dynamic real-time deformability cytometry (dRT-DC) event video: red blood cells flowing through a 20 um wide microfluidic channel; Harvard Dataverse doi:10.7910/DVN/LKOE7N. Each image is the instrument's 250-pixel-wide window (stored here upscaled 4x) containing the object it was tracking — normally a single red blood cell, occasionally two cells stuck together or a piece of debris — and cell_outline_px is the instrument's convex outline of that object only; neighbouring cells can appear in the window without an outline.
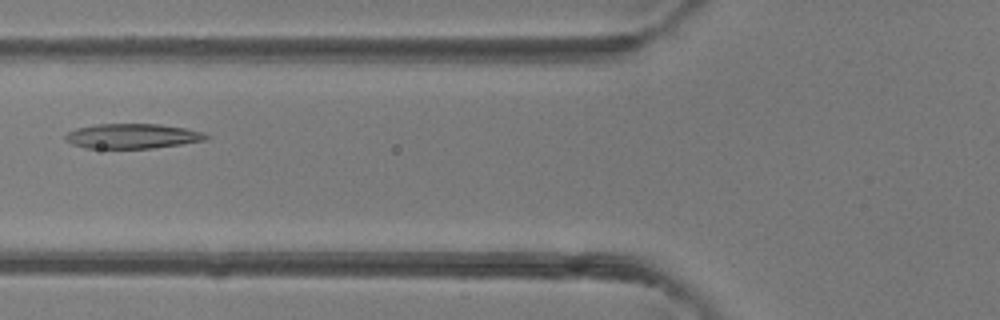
{"species": "common noctule bat (a hibernating species)", "species_latin": "Nyctalus noctula", "temperature_condition": "room temperature", "stored_images_in_passage": 5, "camera_frame_rate_fps": 3000, "um_per_image_px": 0.085, "animal": {"sex": "female"}, "frame": {"image": 1, "passage_image": 5, "time_ms": 4.667, "image_size_px": [1000, 320], "cell_outline_px": [[212, 136], [204, 140], [180, 144], [152, 148], [84, 148], [72, 144], [64, 140], [64, 136], [68, 132], [76, 128], [96, 124], [160, 124], [184, 128], [204, 132]], "centroid_in_image_um": [11.23, 11.56], "position_along_channel_um": 114.6, "area_um2": 20.4}}